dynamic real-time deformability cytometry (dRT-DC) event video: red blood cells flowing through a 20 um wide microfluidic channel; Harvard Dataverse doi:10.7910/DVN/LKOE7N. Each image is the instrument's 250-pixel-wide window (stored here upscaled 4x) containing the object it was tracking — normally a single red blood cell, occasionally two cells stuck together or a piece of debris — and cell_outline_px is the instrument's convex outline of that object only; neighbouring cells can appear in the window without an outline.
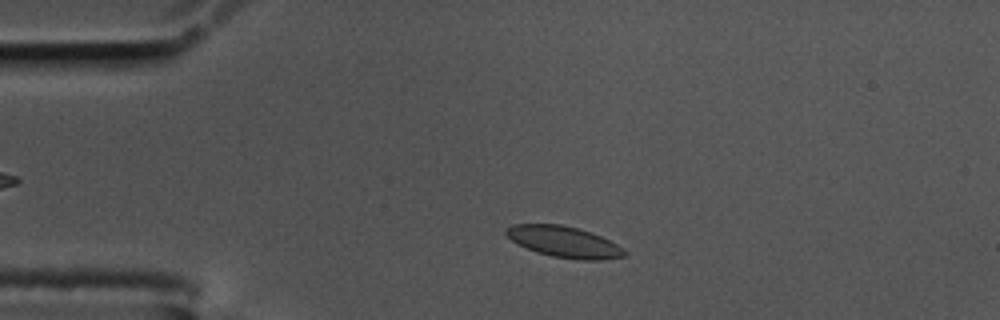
{"species": "common noctule bat (a hibernating species)", "species_latin": "Nyctalus noctula", "temperature_condition": "cold", "stored_images_in_passage": 53, "camera_frame_rate_fps": 3000, "um_per_image_px": 0.085, "animal": {"sex": "male", "body_mass_g": 17.5, "forearm_length_mm": 52.3}, "frame": {"image": 1, "passage_image": 7, "time_ms": 2.0, "image_size_px": [1000, 320], "cell_outline_px": [[628, 252], [624, 256], [600, 260], [580, 260], [552, 256], [536, 252], [512, 240], [504, 232], [504, 228], [512, 224], [560, 224], [592, 232], [624, 248]], "centroid_in_image_um": [47.95, 20.55], "position_along_channel_um": 37.1, "area_um2": 21.33}}
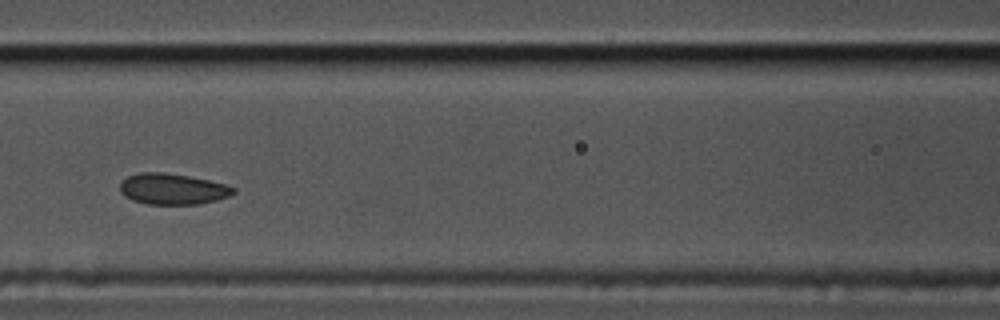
{"frame": {"image": 2, "passage_image": 20, "time_ms": 6.333, "image_size_px": [1000, 320], "cell_outline_px": [[236, 192], [228, 196], [216, 200], [196, 204], [148, 204], [132, 200], [124, 196], [120, 192], [120, 184], [128, 176], [140, 172], [160, 172], [188, 176], [208, 180], [224, 184], [236, 188]], "centroid_in_image_um": [14.65, 16.06], "position_along_channel_um": 151.9, "area_um2": 20.29}}
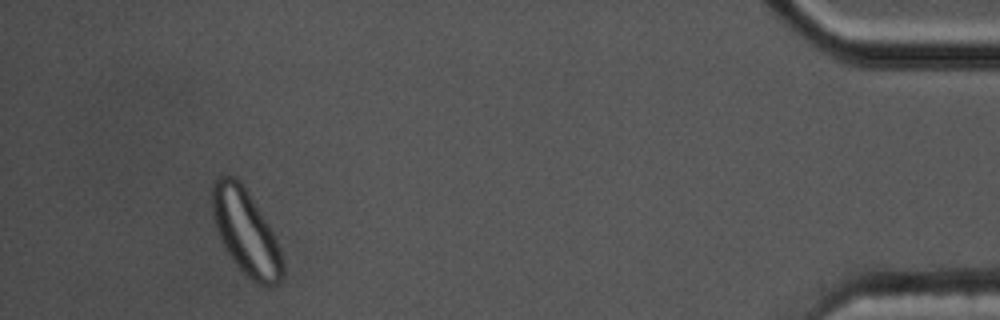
{"frame": {"image": 3, "passage_image": 49, "time_ms": 16.0, "image_size_px": [1000, 320], "cell_outline_px": [[284, 276], [276, 284], [268, 288], [252, 280], [232, 260], [220, 240], [216, 228], [212, 212], [212, 184], [220, 176], [236, 176], [268, 224], [280, 248], [284, 264]], "centroid_in_image_um": [20.9, 19.77], "position_along_channel_um": 414.3, "area_um2": 34.51}, "authors_computed_cell_mechanics": {"area_um2": 20.9814, "velocity_mm_per_s": 3.4077, "shape_relaxation_time_tau1_ms": 1.9719, "shape_relaxation_time_tau2_ms": 1.1443, "deformation_change_tau1": 0.0446, "deformation_change_tau2": 0.0442}}